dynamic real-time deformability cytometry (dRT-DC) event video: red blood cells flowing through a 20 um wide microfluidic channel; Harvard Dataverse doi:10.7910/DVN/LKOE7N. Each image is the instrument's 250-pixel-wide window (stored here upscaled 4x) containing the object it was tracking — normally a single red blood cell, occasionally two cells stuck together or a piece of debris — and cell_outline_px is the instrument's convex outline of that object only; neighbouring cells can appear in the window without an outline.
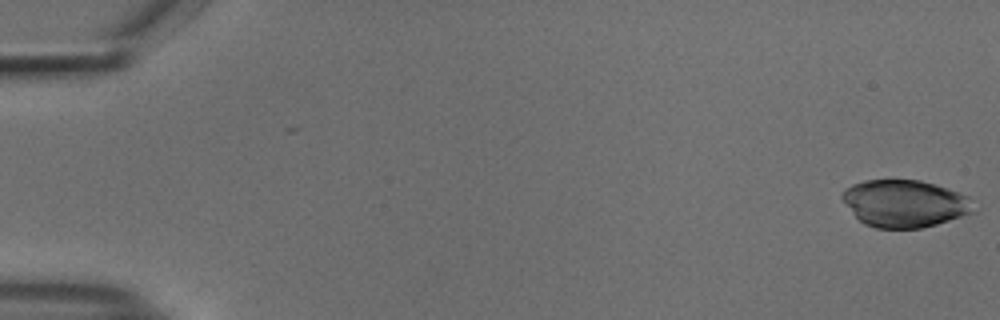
{"species": "common noctule bat (a hibernating species)", "species_latin": "Nyctalus noctula", "temperature_condition": "cold", "stored_images_in_passage": 13, "camera_frame_rate_fps": 3000, "um_per_image_px": 0.085, "animal": {"sex": "male", "body_mass_g": 18.8}, "frame": {"image": 1, "passage_image": 1, "time_ms": 0.0, "image_size_px": [1000, 320], "cell_outline_px": [[980, 208], [976, 212], [936, 224], [920, 228], [876, 228], [864, 224], [852, 212], [840, 196], [844, 188], [852, 184], [864, 180], [920, 180], [968, 196]], "centroid_in_image_um": [76.92, 17.3], "position_along_channel_um": 8.1, "area_um2": 36.24}}